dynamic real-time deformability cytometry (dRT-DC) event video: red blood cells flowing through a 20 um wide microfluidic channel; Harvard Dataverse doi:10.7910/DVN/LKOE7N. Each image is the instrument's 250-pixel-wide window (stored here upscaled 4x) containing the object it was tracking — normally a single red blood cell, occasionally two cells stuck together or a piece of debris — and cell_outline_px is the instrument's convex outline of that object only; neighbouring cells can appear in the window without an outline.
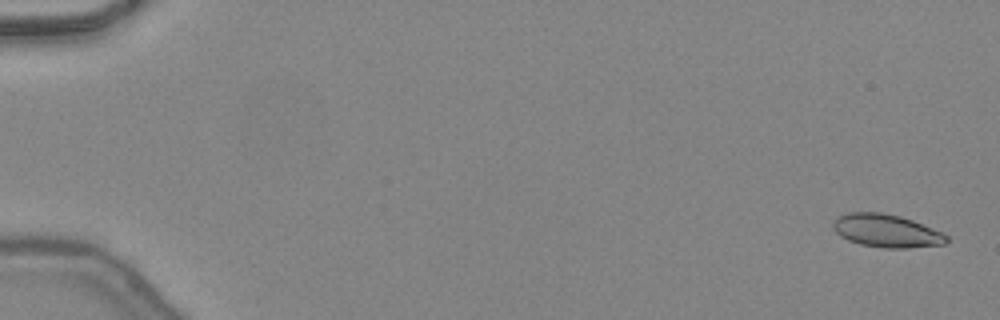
{"species": "common noctule bat (a hibernating species)", "species_latin": "Nyctalus noctula", "temperature_condition": "warm", "stored_images_in_passage": 48, "camera_frame_rate_fps": 3000, "um_per_image_px": 0.085, "animal": {"sex": "female", "body_mass_g": 24.6, "forearm_length_mm": 56.2}, "frame": {"image": 1, "passage_image": 2, "time_ms": 0.333, "image_size_px": [1000, 320], "cell_outline_px": [[948, 240], [944, 244], [908, 248], [884, 248], [860, 244], [848, 240], [840, 236], [832, 228], [832, 224], [840, 216], [848, 212], [880, 212], [900, 216], [912, 220], [940, 232], [948, 236]], "centroid_in_image_um": [75.32, 19.62], "position_along_channel_um": 9.7, "area_um2": 21.62}}
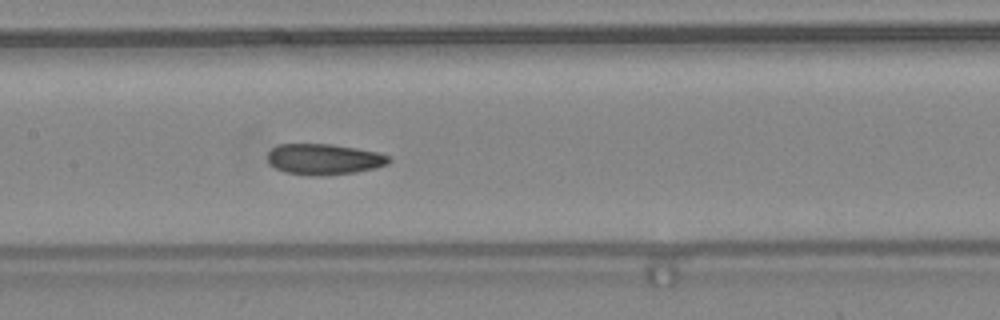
{"frame": {"image": 2, "passage_image": 25, "time_ms": 8.0, "image_size_px": [1000, 320], "cell_outline_px": [[392, 160], [388, 164], [376, 168], [356, 172], [320, 176], [312, 176], [284, 172], [268, 164], [268, 152], [272, 148], [280, 144], [332, 144], [356, 148], [376, 152], [392, 156]], "centroid_in_image_um": [27.56, 13.54], "position_along_channel_um": 179.8, "area_um2": 22.02}}
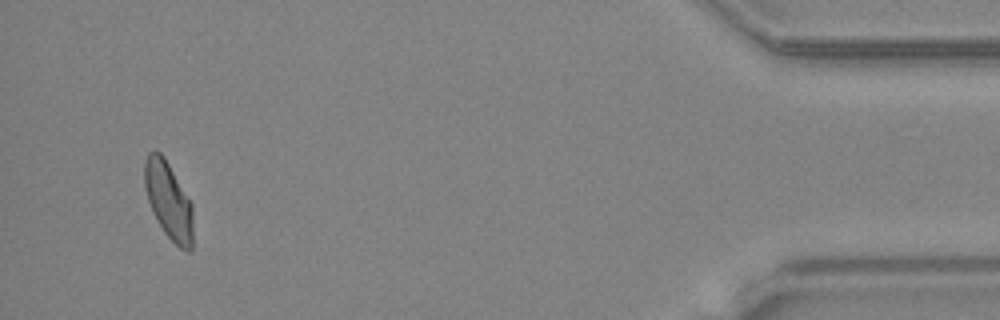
{"frame": {"image": 3, "passage_image": 46, "time_ms": 15.0, "image_size_px": [1000, 320], "cell_outline_px": [[192, 248], [188, 252], [180, 248], [164, 232], [152, 212], [144, 188], [144, 160], [148, 152], [160, 152], [164, 156], [192, 204]], "centroid_in_image_um": [14.3, 17.03], "position_along_channel_um": 420.9, "area_um2": 21.68}, "authors_computed_cell_mechanics": {"area_um2": 21.9929, "velocity_mm_per_s": 4.4415, "shape_relaxation_time_tau1_ms": 6.8189, "shape_relaxation_time_tau2_ms": 1.5137, "deformation_change_tau1": 0.1615, "deformation_change_tau2": 0.0691}}